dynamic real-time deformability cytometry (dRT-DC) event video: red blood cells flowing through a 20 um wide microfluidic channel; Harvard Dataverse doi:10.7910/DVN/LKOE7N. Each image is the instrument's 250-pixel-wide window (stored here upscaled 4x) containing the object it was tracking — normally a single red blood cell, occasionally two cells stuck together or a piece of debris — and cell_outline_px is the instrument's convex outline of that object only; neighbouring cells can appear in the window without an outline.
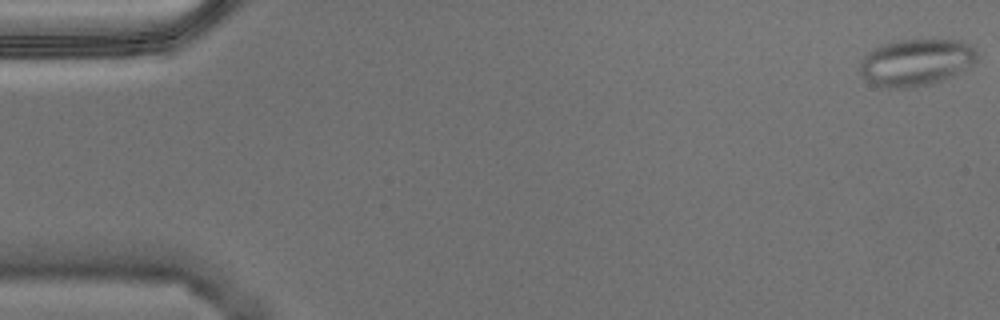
{"species": "Egyptian fruit bat (a non-hibernating species)", "species_latin": "Rousettus aegyptiacus", "temperature_condition": "warm", "stored_images_in_passage": 56, "camera_frame_rate_fps": 3000, "um_per_image_px": 0.085, "animal": {"sex": "male"}, "frame": {"image": 1, "passage_image": 1, "time_ms": 0.0, "image_size_px": [1000, 320], "cell_outline_px": [[976, 60], [972, 64], [952, 76], [944, 80], [916, 88], [880, 88], [864, 80], [860, 72], [860, 64], [864, 56], [868, 52], [892, 40], [960, 40], [972, 44], [976, 48]], "centroid_in_image_um": [77.85, 5.32], "position_along_channel_um": 7.2, "area_um2": 32.31}}
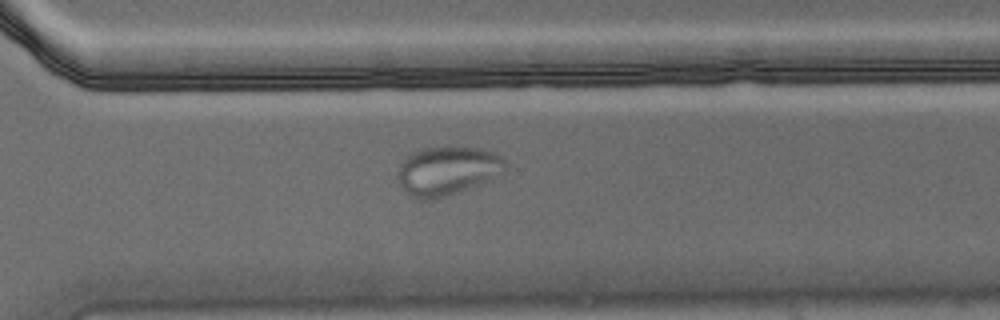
{"frame": {"image": 2, "passage_image": 40, "time_ms": 13.0, "image_size_px": [1000, 320], "cell_outline_px": [[508, 168], [504, 172], [492, 180], [444, 196], [428, 200], [420, 200], [412, 196], [400, 184], [396, 172], [400, 160], [412, 152], [420, 148], [444, 144], [480, 148], [504, 156], [508, 164]], "centroid_in_image_um": [38.05, 14.45], "position_along_channel_um": 332.5, "area_um2": 31.62}}
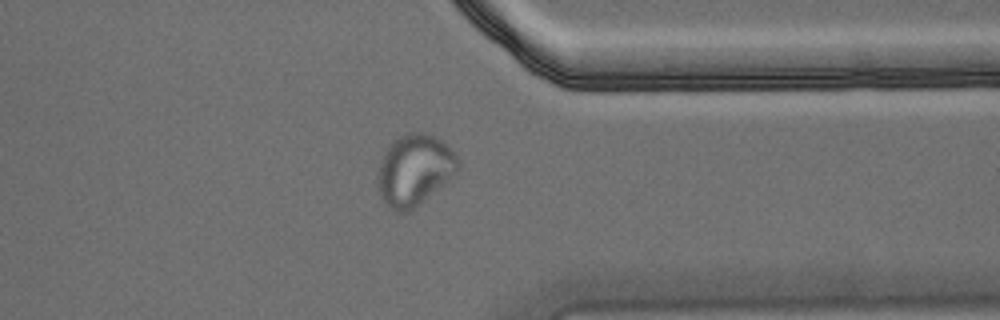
{"frame": {"image": 3, "passage_image": 44, "time_ms": 14.333, "image_size_px": [1000, 320], "cell_outline_px": [[460, 168], [456, 172], [408, 212], [396, 212], [388, 208], [384, 204], [380, 196], [376, 184], [376, 176], [384, 152], [388, 144], [396, 136], [408, 132], [424, 132], [440, 140], [460, 160]], "centroid_in_image_um": [35.15, 14.43], "position_along_channel_um": 376.3, "area_um2": 33.12}}